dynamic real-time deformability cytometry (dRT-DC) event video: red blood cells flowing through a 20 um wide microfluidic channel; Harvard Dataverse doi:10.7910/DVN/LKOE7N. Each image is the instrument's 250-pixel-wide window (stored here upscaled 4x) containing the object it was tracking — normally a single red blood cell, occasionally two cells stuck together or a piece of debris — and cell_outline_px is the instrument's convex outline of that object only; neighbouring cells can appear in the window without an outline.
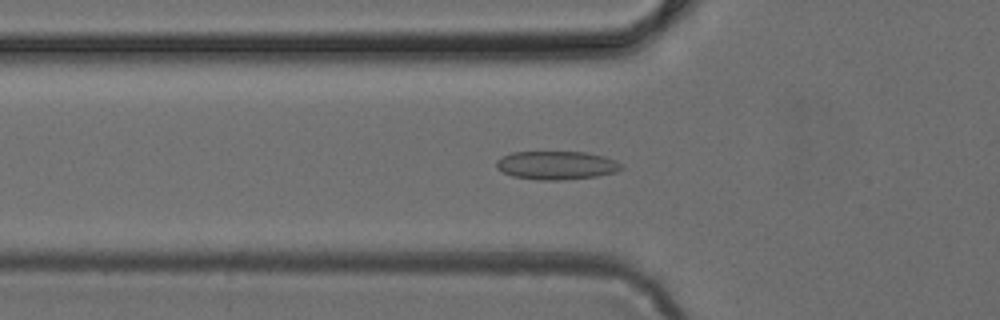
{"species": "common noctule bat (a hibernating species)", "species_latin": "Nyctalus noctula", "temperature_condition": "cold", "stored_images_in_passage": 49, "camera_frame_rate_fps": 3000, "um_per_image_px": 0.085, "animal": {"sex": "female", "body_mass_g": 24.6, "forearm_length_mm": 56.2}, "frame": {"image": 1, "passage_image": 17, "time_ms": 5.333, "image_size_px": [1000, 320], "cell_outline_px": [[624, 168], [616, 172], [596, 176], [560, 180], [536, 180], [512, 176], [496, 168], [496, 160], [512, 152], [584, 152], [604, 156], [616, 160], [624, 164]], "centroid_in_image_um": [47.33, 14.05], "position_along_channel_um": 78.5, "area_um2": 20.81}}
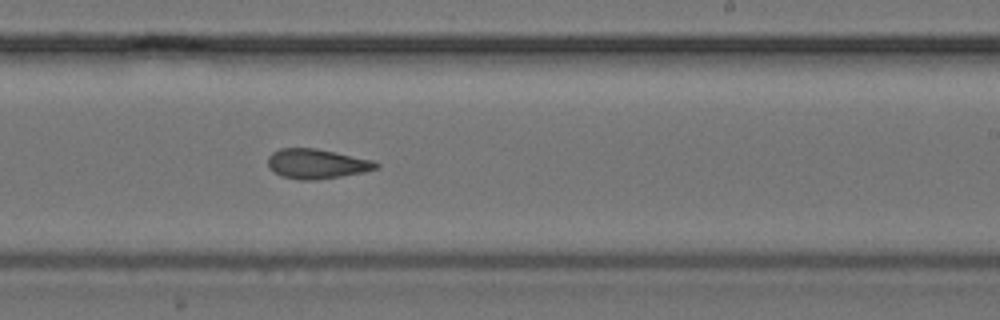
{"frame": {"image": 2, "passage_image": 30, "time_ms": 9.667, "image_size_px": [1000, 320], "cell_outline_px": [[380, 168], [364, 172], [316, 180], [300, 180], [280, 176], [272, 172], [268, 168], [268, 156], [272, 152], [280, 148], [316, 148], [376, 160], [380, 164]], "centroid_in_image_um": [26.93, 13.92], "position_along_channel_um": 262.1, "area_um2": 19.13}}
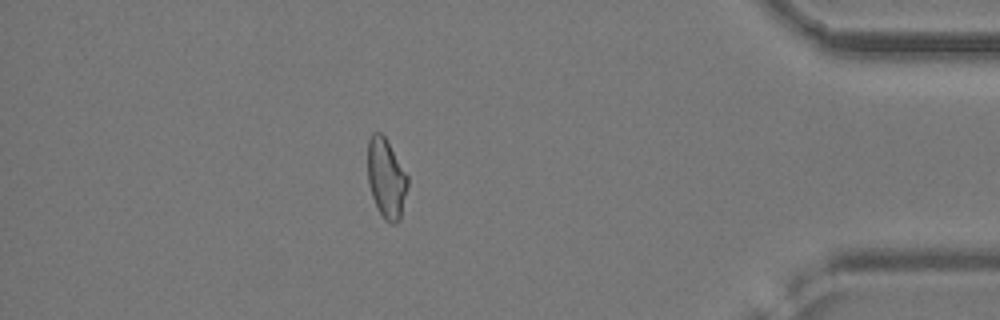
{"frame": {"image": 3, "passage_image": 43, "time_ms": 14.0, "image_size_px": [1000, 320], "cell_outline_px": [[408, 184], [400, 220], [396, 224], [392, 224], [384, 220], [372, 196], [368, 184], [368, 140], [372, 132], [380, 132], [384, 136], [408, 176]], "centroid_in_image_um": [32.83, 15.17], "position_along_channel_um": 402.4, "area_um2": 18.44}}